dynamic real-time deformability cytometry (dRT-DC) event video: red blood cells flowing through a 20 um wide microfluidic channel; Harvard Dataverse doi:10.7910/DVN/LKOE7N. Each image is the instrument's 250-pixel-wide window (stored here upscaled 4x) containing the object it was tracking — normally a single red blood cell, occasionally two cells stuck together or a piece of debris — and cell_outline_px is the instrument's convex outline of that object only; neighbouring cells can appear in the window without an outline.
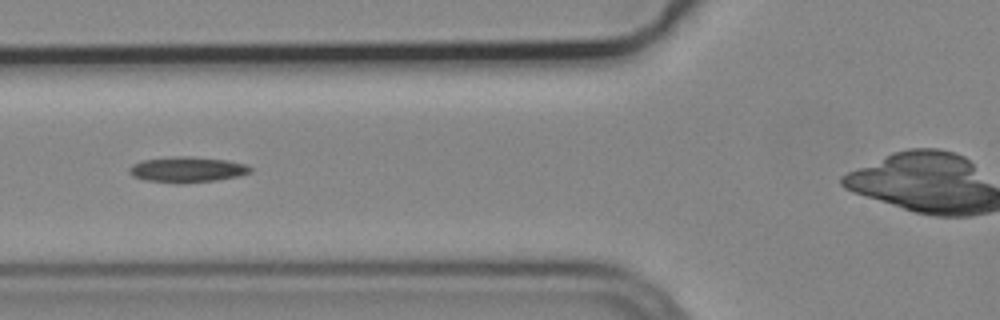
{"species": "common noctule bat (a hibernating species)", "species_latin": "Nyctalus noctula", "temperature_condition": "cold", "stored_images_in_passage": 6, "camera_frame_rate_fps": 3000, "um_per_image_px": 0.085, "animal": {"sex": "male", "body_mass_g": 19.2, "forearm_length_mm": 51.8}, "frame": {"image": 1, "passage_image": 5, "time_ms": 1.333, "image_size_px": [1000, 320], "cell_outline_px": [[252, 172], [236, 176], [216, 180], [144, 180], [132, 176], [128, 172], [128, 168], [132, 164], [144, 160], [172, 156], [192, 156], [228, 160], [244, 164], [252, 168]], "centroid_in_image_um": [15.9, 14.35], "position_along_channel_um": 109.9, "area_um2": 17.17}}
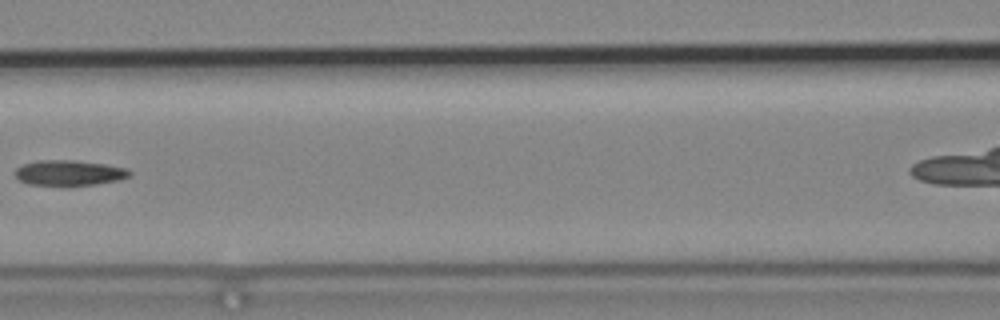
{"frame": {"image": 2, "passage_image": 6, "time_ms": 1.667, "image_size_px": [1000, 320], "cell_outline_px": [[132, 176], [120, 180], [96, 184], [68, 188], [64, 188], [28, 184], [20, 180], [16, 176], [16, 168], [24, 164], [40, 160], [72, 160], [104, 164], [128, 168], [132, 172]], "centroid_in_image_um": [5.92, 14.74], "position_along_channel_um": 160.7, "area_um2": 17.63}}